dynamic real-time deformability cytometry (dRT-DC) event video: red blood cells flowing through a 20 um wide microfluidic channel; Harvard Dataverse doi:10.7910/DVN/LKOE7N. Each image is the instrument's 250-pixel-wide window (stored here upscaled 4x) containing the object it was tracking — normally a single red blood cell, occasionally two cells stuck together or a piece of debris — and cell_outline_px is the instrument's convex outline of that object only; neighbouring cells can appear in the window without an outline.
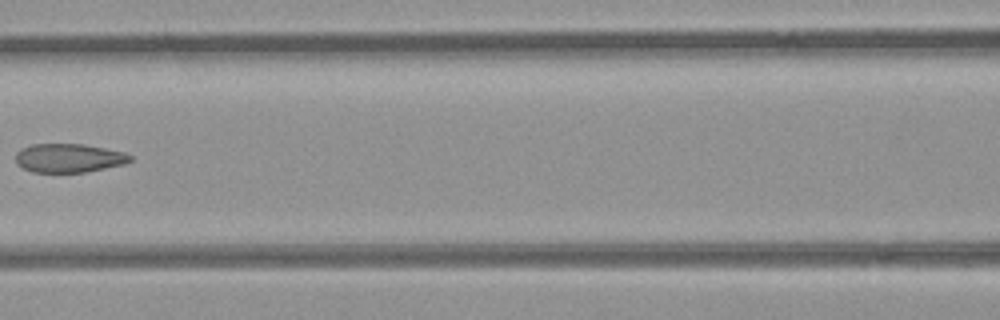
{"species": "common noctule bat (a hibernating species)", "species_latin": "Nyctalus noctula", "temperature_condition": "room temperature", "stored_images_in_passage": 8, "camera_frame_rate_fps": 3000, "um_per_image_px": 0.085, "animal": {"sex": "female", "body_mass_g": 21.9}, "frame": {"image": 1, "passage_image": 7, "time_ms": 7.667, "image_size_px": [1000, 320], "cell_outline_px": [[132, 160], [124, 164], [84, 172], [32, 172], [16, 164], [16, 152], [32, 144], [84, 144], [124, 152], [132, 156]], "centroid_in_image_um": [5.85, 13.43], "position_along_channel_um": 160.8, "area_um2": 19.07}}
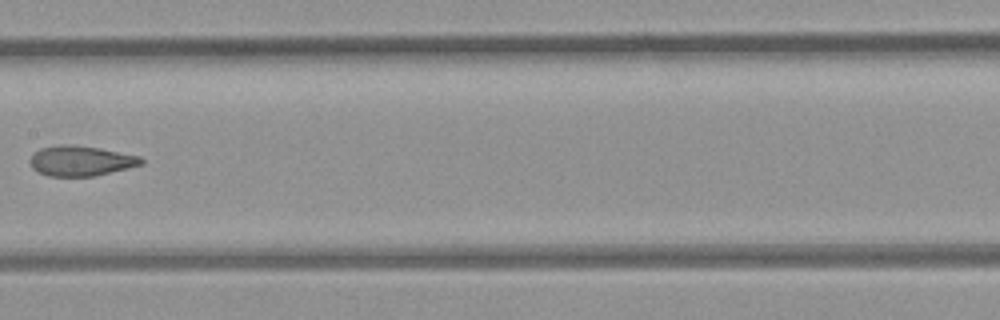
{"frame": {"image": 2, "passage_image": 8, "time_ms": 8.667, "image_size_px": [1000, 320], "cell_outline_px": [[144, 164], [96, 176], [48, 176], [32, 168], [28, 160], [40, 148], [64, 144], [68, 144], [100, 148], [140, 156], [144, 160]], "centroid_in_image_um": [6.89, 13.67], "position_along_channel_um": 200.5, "area_um2": 19.54}}